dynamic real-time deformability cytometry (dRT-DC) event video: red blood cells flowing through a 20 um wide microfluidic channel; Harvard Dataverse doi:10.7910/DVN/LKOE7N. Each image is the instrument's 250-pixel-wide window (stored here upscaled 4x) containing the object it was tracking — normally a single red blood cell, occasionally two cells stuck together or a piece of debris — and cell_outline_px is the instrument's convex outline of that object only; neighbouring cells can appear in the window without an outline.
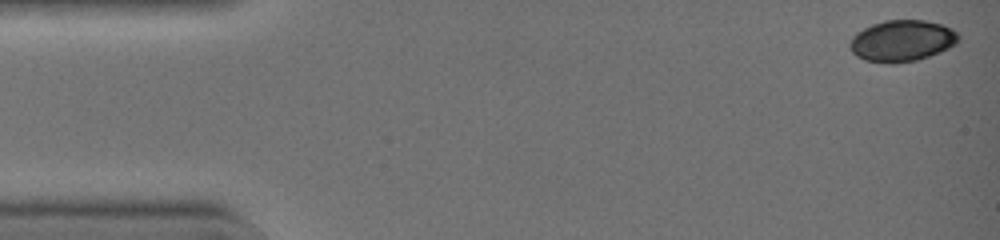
{"species": "common noctule bat (a hibernating species)", "species_latin": "Nyctalus noctula", "temperature_condition": "warm", "stored_images_in_passage": 10, "camera_frame_rate_fps": 3000, "um_per_image_px": 0.085, "animal": {"sex": "female", "body_mass_g": 19.0, "forearm_length_mm": 51.5}, "frame": {"image": 1, "passage_image": 1, "time_ms": 0.0, "image_size_px": [1000, 240], "cell_outline_px": [[960, 40], [956, 44], [940, 52], [916, 60], [892, 64], [888, 64], [864, 60], [856, 56], [852, 52], [848, 44], [852, 36], [856, 32], [872, 24], [884, 20], [924, 20], [940, 24], [952, 28], [960, 36]], "centroid_in_image_um": [76.65, 3.47], "position_along_channel_um": 8.4, "area_um2": 26.41}}